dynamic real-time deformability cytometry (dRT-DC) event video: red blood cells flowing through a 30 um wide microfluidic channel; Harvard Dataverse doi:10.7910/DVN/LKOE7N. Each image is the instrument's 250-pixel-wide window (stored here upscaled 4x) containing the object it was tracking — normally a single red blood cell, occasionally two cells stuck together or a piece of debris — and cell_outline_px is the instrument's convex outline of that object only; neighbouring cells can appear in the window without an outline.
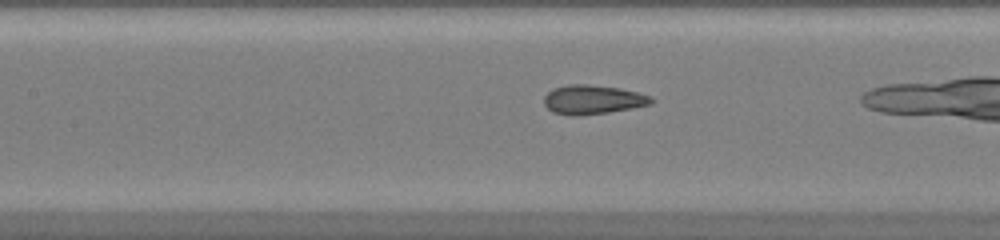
{"species": "common noctule bat (a hibernating species)", "species_latin": "Nyctalus noctula", "temperature_condition": "warm", "stored_images_in_passage": 18, "camera_frame_rate_fps": 3000, "um_per_image_px": 0.085, "animal": {"sex": "female", "body_mass_g": 20.0, "forearm_length_mm": 54.0}, "frame": {"image": 1, "passage_image": 16, "time_ms": 5.0, "image_size_px": [1000, 240], "cell_outline_px": [[652, 104], [632, 108], [608, 112], [576, 116], [552, 112], [544, 104], [544, 96], [552, 88], [568, 84], [588, 84], [620, 88], [652, 96]], "centroid_in_image_um": [50.37, 8.46], "position_along_channel_um": 157.0, "area_um2": 18.21}}